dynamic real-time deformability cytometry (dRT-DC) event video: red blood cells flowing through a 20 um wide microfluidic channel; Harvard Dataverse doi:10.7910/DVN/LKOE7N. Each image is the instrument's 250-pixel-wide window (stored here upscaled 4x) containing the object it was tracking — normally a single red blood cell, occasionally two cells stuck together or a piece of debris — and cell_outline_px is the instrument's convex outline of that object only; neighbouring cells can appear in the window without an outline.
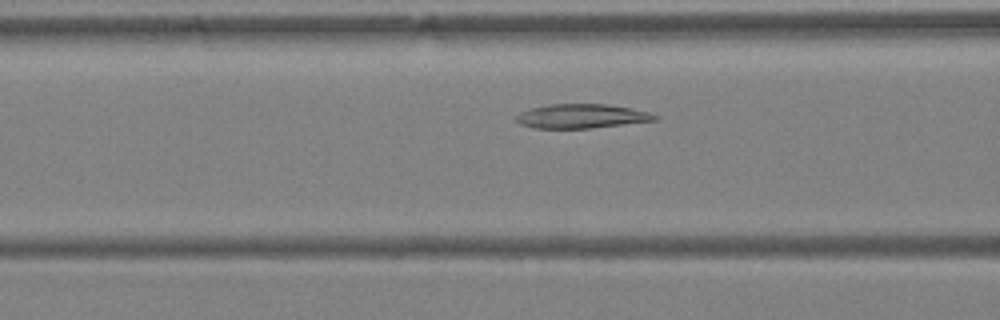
{"species": "Egyptian fruit bat (a non-hibernating species)", "species_latin": "Rousettus aegyptiacus", "temperature_condition": "warm", "stored_images_in_passage": 11, "camera_frame_rate_fps": 3000, "um_per_image_px": 0.085, "animal": {"sex": "female"}, "frame": {"image": 1, "passage_image": 9, "time_ms": 2.667, "image_size_px": [1000, 320], "cell_outline_px": [[660, 116], [656, 120], [592, 128], [536, 128], [520, 124], [516, 120], [516, 116], [520, 112], [532, 108], [548, 104], [604, 104], [632, 108], [648, 112]], "centroid_in_image_um": [49.44, 9.87], "position_along_channel_um": 117.2, "area_um2": 19.42}}